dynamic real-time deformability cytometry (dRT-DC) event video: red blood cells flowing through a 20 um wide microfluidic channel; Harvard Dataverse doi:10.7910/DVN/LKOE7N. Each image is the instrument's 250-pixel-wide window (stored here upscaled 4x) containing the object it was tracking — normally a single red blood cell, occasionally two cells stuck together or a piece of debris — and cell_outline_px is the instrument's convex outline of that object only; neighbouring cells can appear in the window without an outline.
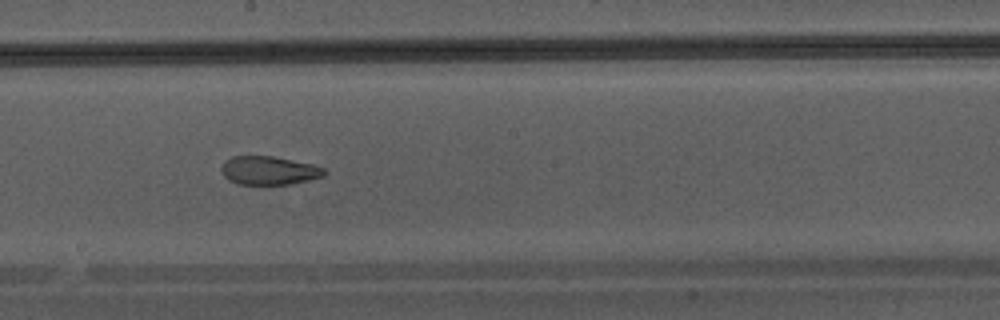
{"species": "Egyptian fruit bat (a non-hibernating species)", "species_latin": "Rousettus aegyptiacus", "temperature_condition": "warm", "stored_images_in_passage": 45, "camera_frame_rate_fps": 3000, "um_per_image_px": 0.085, "animal": {"sex": "male"}, "frame": {"image": 1, "passage_image": 26, "time_ms": 8.333, "image_size_px": [1000, 320], "cell_outline_px": [[324, 176], [288, 184], [236, 184], [228, 180], [224, 176], [220, 168], [224, 160], [232, 156], [272, 156], [312, 164], [324, 168]], "centroid_in_image_um": [22.79, 14.48], "position_along_channel_um": 225.4, "area_um2": 16.99}}